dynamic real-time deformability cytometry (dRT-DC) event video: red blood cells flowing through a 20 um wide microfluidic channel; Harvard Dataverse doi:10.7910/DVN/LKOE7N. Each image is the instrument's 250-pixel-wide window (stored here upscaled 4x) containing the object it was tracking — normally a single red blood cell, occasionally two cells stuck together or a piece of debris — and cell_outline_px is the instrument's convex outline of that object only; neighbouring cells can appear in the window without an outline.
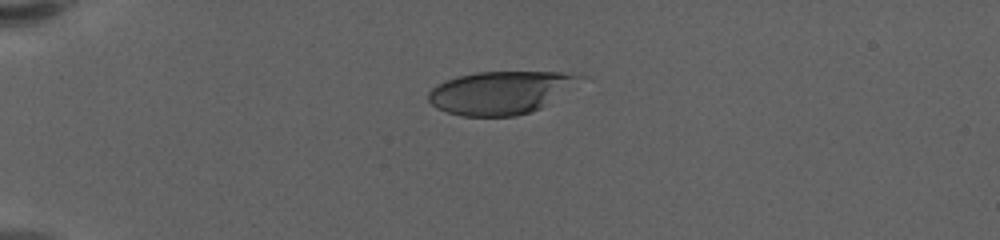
{"species": "human", "species_latin": "Homo sapiens", "temperature_condition": "warm", "stored_images_in_passage": 44, "camera_frame_rate_fps": 3000, "um_per_image_px": 0.085, "donor": {"sex": "female"}, "frame": {"image": 1, "passage_image": 1, "time_ms": 0.0, "image_size_px": [1000, 240], "cell_outline_px": [[588, 76], [540, 108], [516, 116], [460, 116], [436, 108], [428, 100], [428, 92], [436, 84], [456, 76], [476, 72], [560, 72]], "centroid_in_image_um": [42.5, 7.86], "position_along_channel_um": 42.5, "area_um2": 37.69}}
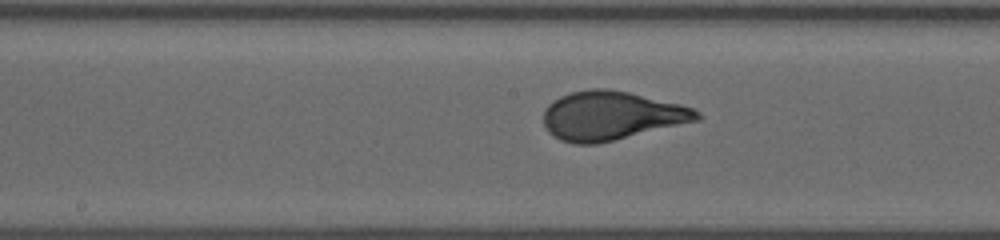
{"frame": {"image": 2, "passage_image": 18, "time_ms": 5.667, "image_size_px": [1000, 240], "cell_outline_px": [[704, 116], [700, 120], [596, 144], [576, 144], [560, 140], [552, 136], [548, 132], [544, 124], [544, 108], [552, 100], [560, 96], [572, 92], [592, 88], [608, 88], [628, 92], [680, 104], [692, 108], [700, 112]], "centroid_in_image_um": [51.95, 9.83], "position_along_channel_um": 196.3, "area_um2": 43.7}}
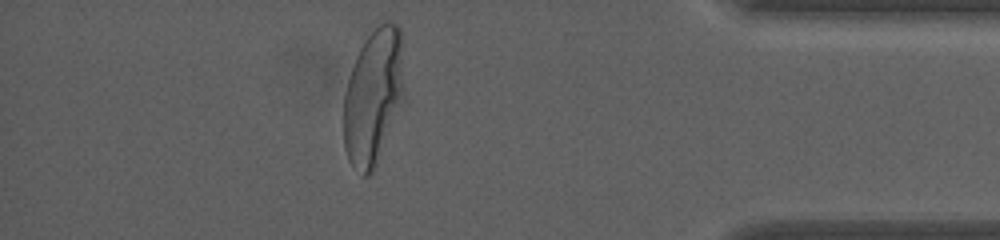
{"frame": {"image": 3, "passage_image": 38, "time_ms": 12.333, "image_size_px": [1000, 240], "cell_outline_px": [[404, 104], [376, 164], [372, 172], [368, 176], [364, 176], [348, 160], [344, 148], [344, 92], [356, 56], [364, 40], [384, 20], [388, 20], [396, 24], [400, 28], [404, 88]], "centroid_in_image_um": [31.75, 8.22], "position_along_channel_um": 403.4, "area_um2": 48.15}, "authors_computed_cell_mechanics": {"area_um2": 43.1766, "velocity_mm_per_s": 3.5621, "shape_relaxation_time_tau1_ms": 4.922, "shape_relaxation_time_tau2_ms": null, "deformation_change_tau1": 0.2286, "deformation_change_tau2": null}}